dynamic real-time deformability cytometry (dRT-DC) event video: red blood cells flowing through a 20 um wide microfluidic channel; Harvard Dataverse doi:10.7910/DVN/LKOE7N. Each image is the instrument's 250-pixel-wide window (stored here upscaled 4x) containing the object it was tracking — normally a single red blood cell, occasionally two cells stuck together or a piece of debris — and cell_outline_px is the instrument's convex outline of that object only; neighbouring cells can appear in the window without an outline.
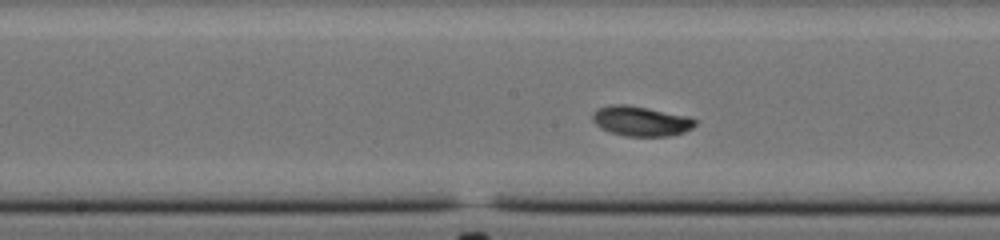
{"species": "common noctule bat (a hibernating species)", "species_latin": "Nyctalus noctula", "temperature_condition": "cold", "stored_images_in_passage": 50, "camera_frame_rate_fps": 3000, "um_per_image_px": 0.085, "animal": {"sex": "male", "body_mass_g": 20.0, "forearm_length_mm": 53.3}, "frame": {"image": 1, "passage_image": 22, "time_ms": 7.0, "image_size_px": [1000, 240], "cell_outline_px": [[696, 124], [692, 128], [684, 132], [672, 136], [628, 136], [612, 132], [600, 128], [592, 120], [592, 112], [596, 108], [612, 104], [628, 104], [688, 116], [696, 120]], "centroid_in_image_um": [54.46, 10.28], "position_along_channel_um": 193.7, "area_um2": 17.98}}
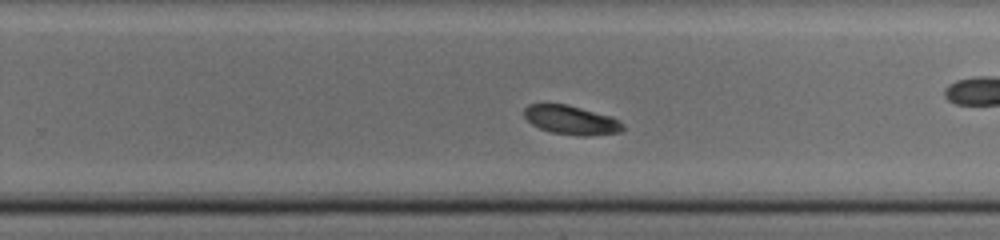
{"frame": {"image": 2, "passage_image": 29, "time_ms": 9.333, "image_size_px": [1000, 240], "cell_outline_px": [[624, 128], [620, 132], [588, 136], [576, 136], [552, 132], [540, 128], [532, 124], [524, 116], [524, 108], [528, 104], [564, 104], [612, 116], [624, 124]], "centroid_in_image_um": [48.56, 10.21], "position_along_channel_um": 281.2, "area_um2": 16.59}, "authors_computed_cell_mechanics": {"area_um2": 17.1666, "velocity_mm_per_s": 3.7663, "shape_relaxation_time_tau1_ms": 1.6975, "shape_relaxation_time_tau2_ms": null, "deformation_change_tau1": 0.1092, "deformation_change_tau2": null}}